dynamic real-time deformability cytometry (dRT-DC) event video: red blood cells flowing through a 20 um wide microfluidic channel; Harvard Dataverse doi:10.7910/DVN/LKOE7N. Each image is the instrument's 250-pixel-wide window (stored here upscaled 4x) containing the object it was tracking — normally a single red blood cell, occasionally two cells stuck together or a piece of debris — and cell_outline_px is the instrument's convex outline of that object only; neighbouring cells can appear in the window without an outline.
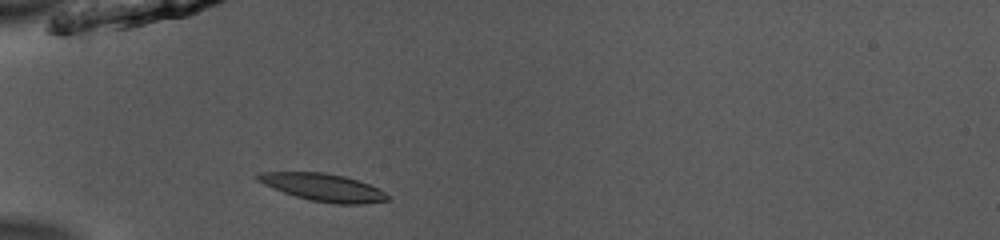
{"species": "common noctule bat (a hibernating species)", "species_latin": "Nyctalus noctula", "temperature_condition": "room temperature", "stored_images_in_passage": 37, "camera_frame_rate_fps": 3000, "um_per_image_px": 0.085, "animal": {"sex": "male", "body_mass_g": 13.0, "forearm_length_mm": 53.1}, "frame": {"image": 1, "passage_image": 5, "time_ms": 1.333, "image_size_px": [1000, 240], "cell_outline_px": [[388, 200], [364, 204], [336, 204], [308, 200], [284, 192], [264, 184], [256, 180], [256, 176], [260, 172], [324, 172], [344, 176], [368, 184], [384, 192], [388, 196]], "centroid_in_image_um": [27.45, 15.93], "position_along_channel_um": 57.5, "area_um2": 20.58}}
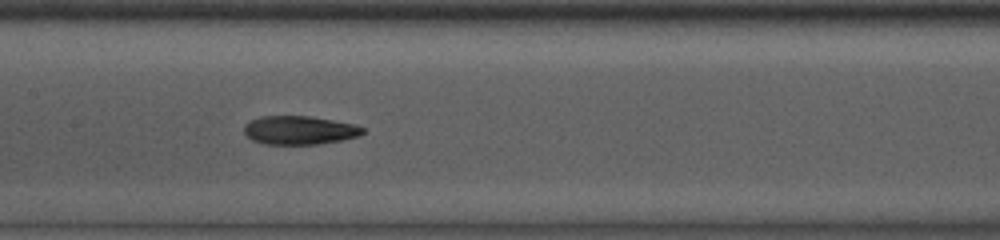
{"frame": {"image": 2, "passage_image": 15, "time_ms": 4.667, "image_size_px": [1000, 240], "cell_outline_px": [[364, 132], [360, 136], [320, 144], [264, 144], [252, 140], [244, 132], [244, 124], [260, 116], [308, 116], [332, 120], [352, 124], [364, 128]], "centroid_in_image_um": [25.43, 11.07], "position_along_channel_um": 182.0, "area_um2": 19.65}}
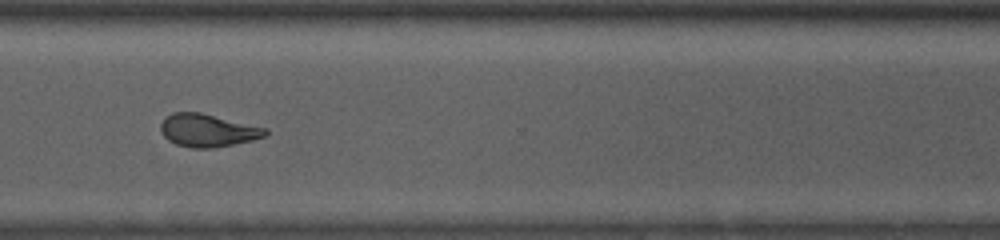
{"frame": {"image": 3, "passage_image": 28, "time_ms": 9.0, "image_size_px": [1000, 240], "cell_outline_px": [[268, 136], [252, 140], [212, 148], [192, 148], [176, 144], [168, 140], [160, 132], [160, 124], [172, 112], [200, 112], [268, 128]], "centroid_in_image_um": [17.67, 11.08], "position_along_channel_um": 352.9, "area_um2": 20.06}, "authors_computed_cell_mechanics": {"area_um2": 19.8254, "velocity_mm_per_s": 3.9633, "shape_relaxation_time_tau1_ms": 9.122, "shape_relaxation_time_tau2_ms": 4.1268, "deformation_change_tau1": 0.2572, "deformation_change_tau2": 0.0939}}